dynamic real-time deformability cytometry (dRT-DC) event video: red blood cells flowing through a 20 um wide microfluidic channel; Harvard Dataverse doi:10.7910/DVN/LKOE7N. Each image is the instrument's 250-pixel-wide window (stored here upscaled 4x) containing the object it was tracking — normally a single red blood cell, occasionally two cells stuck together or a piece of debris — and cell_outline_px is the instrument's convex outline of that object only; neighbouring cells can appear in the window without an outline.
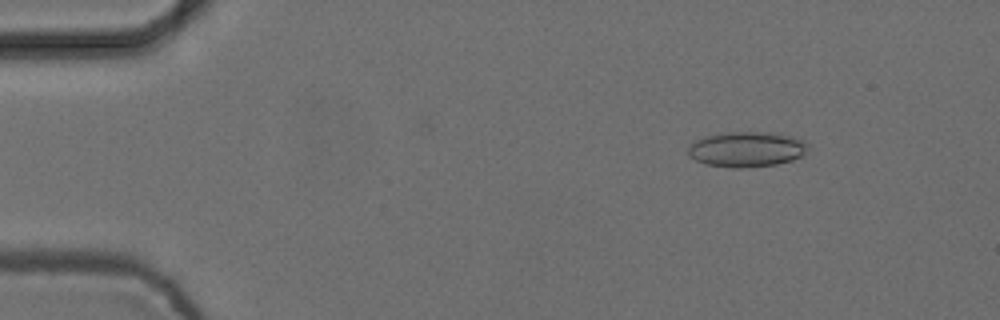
{"species": "common noctule bat (a hibernating species)", "species_latin": "Nyctalus noctula", "temperature_condition": "cold", "stored_images_in_passage": 6, "camera_frame_rate_fps": 3000, "um_per_image_px": 0.085, "animal": {"sex": "female", "body_mass_g": 24.6, "forearm_length_mm": 56.2}, "frame": {"image": 1, "passage_image": 2, "time_ms": 0.333, "image_size_px": [1000, 320], "cell_outline_px": [[808, 152], [792, 160], [776, 164], [740, 168], [732, 168], [704, 164], [696, 160], [688, 152], [688, 144], [704, 136], [728, 132], [772, 132], [796, 136], [804, 140], [808, 144]], "centroid_in_image_um": [63.5, 12.67], "position_along_channel_um": 21.5, "area_um2": 24.91}}
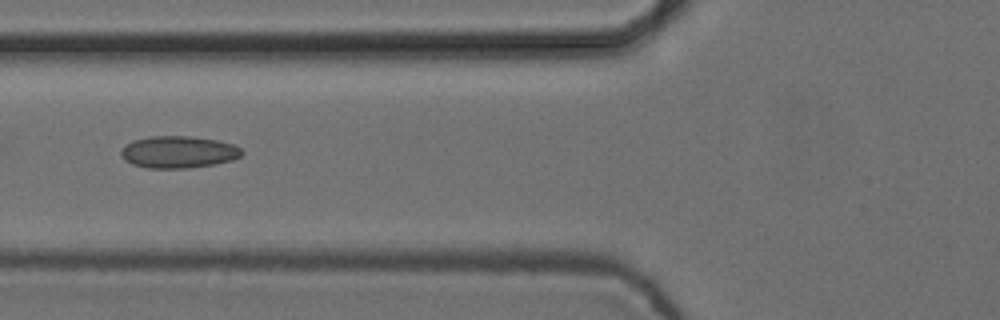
{"frame": {"image": 2, "passage_image": 6, "time_ms": 1.667, "image_size_px": [1000, 320], "cell_outline_px": [[244, 152], [240, 156], [232, 160], [216, 164], [188, 168], [148, 168], [132, 164], [124, 160], [120, 156], [120, 152], [132, 140], [148, 136], [188, 136], [216, 140], [232, 144], [240, 148]], "centroid_in_image_um": [15.15, 12.93], "position_along_channel_um": 110.6, "area_um2": 22.54}}